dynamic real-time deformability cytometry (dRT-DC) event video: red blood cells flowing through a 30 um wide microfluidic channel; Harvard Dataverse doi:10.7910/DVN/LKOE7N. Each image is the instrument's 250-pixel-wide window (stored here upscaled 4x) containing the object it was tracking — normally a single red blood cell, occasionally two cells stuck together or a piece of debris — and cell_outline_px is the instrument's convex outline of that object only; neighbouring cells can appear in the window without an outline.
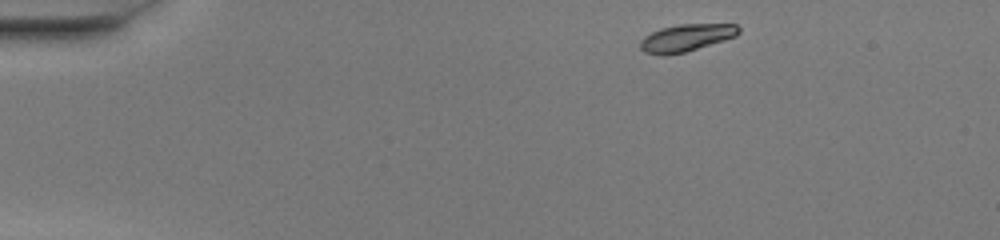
{"species": "common noctule bat (a hibernating species)", "species_latin": "Nyctalus noctula", "temperature_condition": "warm", "stored_images_in_passage": 44, "camera_frame_rate_fps": 3000, "um_per_image_px": 0.085, "animal": {"sex": "female", "body_mass_g": 20.0, "forearm_length_mm": 54.0}, "frame": {"image": 1, "passage_image": 1, "time_ms": 0.0, "image_size_px": [1000, 240], "cell_outline_px": [[740, 32], [736, 36], [724, 40], [684, 52], [664, 56], [660, 56], [644, 52], [640, 48], [640, 40], [644, 36], [660, 28], [680, 24], [736, 24], [740, 28]], "centroid_in_image_um": [58.3, 3.21], "position_along_channel_um": 26.7, "area_um2": 15.66}}
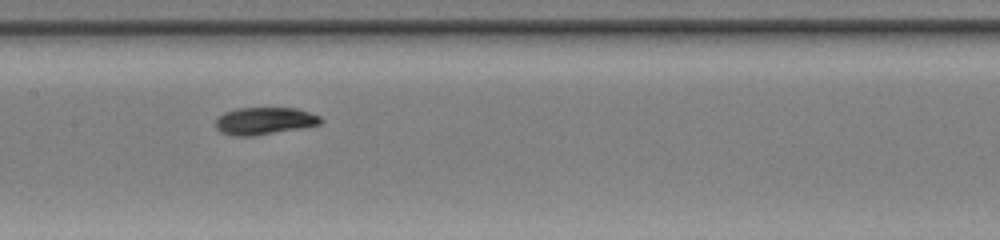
{"frame": {"image": 2, "passage_image": 19, "time_ms": 6.0, "image_size_px": [1000, 240], "cell_outline_px": [[324, 120], [320, 124], [304, 128], [252, 136], [232, 136], [220, 132], [216, 128], [216, 120], [224, 112], [236, 108], [296, 108], [320, 116]], "centroid_in_image_um": [22.49, 10.28], "position_along_channel_um": 184.9, "area_um2": 16.82}}
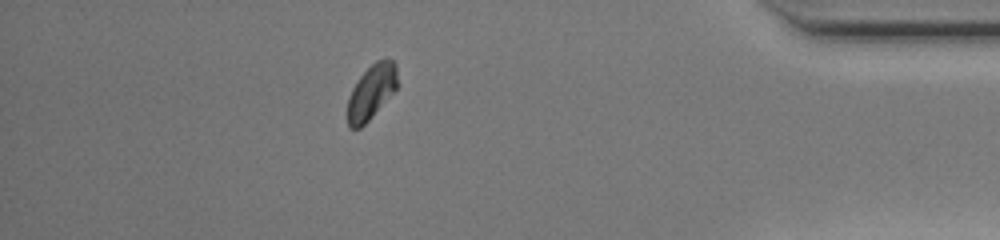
{"frame": {"image": 3, "passage_image": 38, "time_ms": 12.333, "image_size_px": [1000, 240], "cell_outline_px": [[396, 88], [372, 116], [360, 128], [348, 128], [348, 96], [352, 88], [360, 76], [376, 60], [384, 56], [392, 60], [396, 64]], "centroid_in_image_um": [31.55, 7.78], "position_along_channel_um": 403.7, "area_um2": 15.61}, "authors_computed_cell_mechanics": {"area_um2": 16.3285, "velocity_mm_per_s": 4.0598, "shape_relaxation_time_tau1_ms": 2.9722, "shape_relaxation_time_tau2_ms": null, "deformation_change_tau1": 0.1292, "deformation_change_tau2": null}}